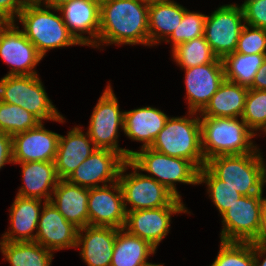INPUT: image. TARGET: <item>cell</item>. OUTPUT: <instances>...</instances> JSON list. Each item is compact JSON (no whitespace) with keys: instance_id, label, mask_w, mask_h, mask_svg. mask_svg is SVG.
I'll list each match as a JSON object with an SVG mask.
<instances>
[{"instance_id":"cell-1","label":"cell","mask_w":266,"mask_h":266,"mask_svg":"<svg viewBox=\"0 0 266 266\" xmlns=\"http://www.w3.org/2000/svg\"><path fill=\"white\" fill-rule=\"evenodd\" d=\"M149 5L139 0H101L100 27L95 49L104 45L149 46Z\"/></svg>"},{"instance_id":"cell-2","label":"cell","mask_w":266,"mask_h":266,"mask_svg":"<svg viewBox=\"0 0 266 266\" xmlns=\"http://www.w3.org/2000/svg\"><path fill=\"white\" fill-rule=\"evenodd\" d=\"M52 10V12H51ZM54 11V13H53ZM59 9L46 6L38 0H27L14 22L21 23L26 38L44 58L55 48L81 46L69 33L62 15L55 14Z\"/></svg>"},{"instance_id":"cell-3","label":"cell","mask_w":266,"mask_h":266,"mask_svg":"<svg viewBox=\"0 0 266 266\" xmlns=\"http://www.w3.org/2000/svg\"><path fill=\"white\" fill-rule=\"evenodd\" d=\"M200 125L205 162L219 155H242L258 149L252 140L257 135L241 117H200Z\"/></svg>"},{"instance_id":"cell-4","label":"cell","mask_w":266,"mask_h":266,"mask_svg":"<svg viewBox=\"0 0 266 266\" xmlns=\"http://www.w3.org/2000/svg\"><path fill=\"white\" fill-rule=\"evenodd\" d=\"M265 159L260 148L242 155H219L206 161L205 166L226 185L243 196L263 194Z\"/></svg>"},{"instance_id":"cell-5","label":"cell","mask_w":266,"mask_h":266,"mask_svg":"<svg viewBox=\"0 0 266 266\" xmlns=\"http://www.w3.org/2000/svg\"><path fill=\"white\" fill-rule=\"evenodd\" d=\"M187 115L169 116L150 148L171 157L187 159L200 170L206 164L201 148L200 117L196 112L188 111Z\"/></svg>"},{"instance_id":"cell-6","label":"cell","mask_w":266,"mask_h":266,"mask_svg":"<svg viewBox=\"0 0 266 266\" xmlns=\"http://www.w3.org/2000/svg\"><path fill=\"white\" fill-rule=\"evenodd\" d=\"M0 101L26 109L41 122H65V117L48 97L39 75H4L0 79Z\"/></svg>"},{"instance_id":"cell-7","label":"cell","mask_w":266,"mask_h":266,"mask_svg":"<svg viewBox=\"0 0 266 266\" xmlns=\"http://www.w3.org/2000/svg\"><path fill=\"white\" fill-rule=\"evenodd\" d=\"M129 161L139 171L147 173L144 175L164 185L179 199L182 198L177 191V183L199 185V169L187 159L171 157L146 147L134 151Z\"/></svg>"},{"instance_id":"cell-8","label":"cell","mask_w":266,"mask_h":266,"mask_svg":"<svg viewBox=\"0 0 266 266\" xmlns=\"http://www.w3.org/2000/svg\"><path fill=\"white\" fill-rule=\"evenodd\" d=\"M129 168L133 172L125 173ZM118 181L122 188L126 212L163 206H185L182 199L177 198L164 185L141 171L139 173L129 160L122 165Z\"/></svg>"},{"instance_id":"cell-9","label":"cell","mask_w":266,"mask_h":266,"mask_svg":"<svg viewBox=\"0 0 266 266\" xmlns=\"http://www.w3.org/2000/svg\"><path fill=\"white\" fill-rule=\"evenodd\" d=\"M119 107L118 98L108 83L93 108L86 132L96 148L115 151L125 160H129L134 151L118 145L119 132L124 128L125 112L120 111Z\"/></svg>"},{"instance_id":"cell-10","label":"cell","mask_w":266,"mask_h":266,"mask_svg":"<svg viewBox=\"0 0 266 266\" xmlns=\"http://www.w3.org/2000/svg\"><path fill=\"white\" fill-rule=\"evenodd\" d=\"M244 25L242 6L236 3L220 5L211 15H206L204 37L219 59L236 51Z\"/></svg>"},{"instance_id":"cell-11","label":"cell","mask_w":266,"mask_h":266,"mask_svg":"<svg viewBox=\"0 0 266 266\" xmlns=\"http://www.w3.org/2000/svg\"><path fill=\"white\" fill-rule=\"evenodd\" d=\"M263 194L242 196L222 214L220 240L228 242H254L258 236Z\"/></svg>"},{"instance_id":"cell-12","label":"cell","mask_w":266,"mask_h":266,"mask_svg":"<svg viewBox=\"0 0 266 266\" xmlns=\"http://www.w3.org/2000/svg\"><path fill=\"white\" fill-rule=\"evenodd\" d=\"M0 58L10 68L6 75H39L35 69L43 59L14 21L0 34Z\"/></svg>"},{"instance_id":"cell-13","label":"cell","mask_w":266,"mask_h":266,"mask_svg":"<svg viewBox=\"0 0 266 266\" xmlns=\"http://www.w3.org/2000/svg\"><path fill=\"white\" fill-rule=\"evenodd\" d=\"M125 161L115 151L96 148L66 180L88 189L112 184L118 181L120 169Z\"/></svg>"},{"instance_id":"cell-14","label":"cell","mask_w":266,"mask_h":266,"mask_svg":"<svg viewBox=\"0 0 266 266\" xmlns=\"http://www.w3.org/2000/svg\"><path fill=\"white\" fill-rule=\"evenodd\" d=\"M179 213L191 214L185 206H163L129 211L126 215L124 229L129 234L148 241L157 249L170 232L172 215Z\"/></svg>"},{"instance_id":"cell-15","label":"cell","mask_w":266,"mask_h":266,"mask_svg":"<svg viewBox=\"0 0 266 266\" xmlns=\"http://www.w3.org/2000/svg\"><path fill=\"white\" fill-rule=\"evenodd\" d=\"M89 225L123 229L126 209L119 181L89 189Z\"/></svg>"},{"instance_id":"cell-16","label":"cell","mask_w":266,"mask_h":266,"mask_svg":"<svg viewBox=\"0 0 266 266\" xmlns=\"http://www.w3.org/2000/svg\"><path fill=\"white\" fill-rule=\"evenodd\" d=\"M100 1L73 0L58 8L69 33L81 46L93 48L98 43Z\"/></svg>"},{"instance_id":"cell-17","label":"cell","mask_w":266,"mask_h":266,"mask_svg":"<svg viewBox=\"0 0 266 266\" xmlns=\"http://www.w3.org/2000/svg\"><path fill=\"white\" fill-rule=\"evenodd\" d=\"M185 71L184 84L188 111L200 113L225 80L223 62H212Z\"/></svg>"},{"instance_id":"cell-18","label":"cell","mask_w":266,"mask_h":266,"mask_svg":"<svg viewBox=\"0 0 266 266\" xmlns=\"http://www.w3.org/2000/svg\"><path fill=\"white\" fill-rule=\"evenodd\" d=\"M78 230L79 228L68 222L49 201L43 205L35 242L54 253L62 249L76 248Z\"/></svg>"},{"instance_id":"cell-19","label":"cell","mask_w":266,"mask_h":266,"mask_svg":"<svg viewBox=\"0 0 266 266\" xmlns=\"http://www.w3.org/2000/svg\"><path fill=\"white\" fill-rule=\"evenodd\" d=\"M44 123L12 136L13 162L55 161L60 134L45 129Z\"/></svg>"},{"instance_id":"cell-20","label":"cell","mask_w":266,"mask_h":266,"mask_svg":"<svg viewBox=\"0 0 266 266\" xmlns=\"http://www.w3.org/2000/svg\"><path fill=\"white\" fill-rule=\"evenodd\" d=\"M117 229L85 226L78 230L76 249L87 266H111Z\"/></svg>"},{"instance_id":"cell-21","label":"cell","mask_w":266,"mask_h":266,"mask_svg":"<svg viewBox=\"0 0 266 266\" xmlns=\"http://www.w3.org/2000/svg\"><path fill=\"white\" fill-rule=\"evenodd\" d=\"M45 203L41 199L24 198L16 195L9 209L11 226L1 235L0 241H35L38 220Z\"/></svg>"},{"instance_id":"cell-22","label":"cell","mask_w":266,"mask_h":266,"mask_svg":"<svg viewBox=\"0 0 266 266\" xmlns=\"http://www.w3.org/2000/svg\"><path fill=\"white\" fill-rule=\"evenodd\" d=\"M82 129L83 127L76 126L68 131L66 137H59L54 163L60 180H66L96 149L88 133Z\"/></svg>"},{"instance_id":"cell-23","label":"cell","mask_w":266,"mask_h":266,"mask_svg":"<svg viewBox=\"0 0 266 266\" xmlns=\"http://www.w3.org/2000/svg\"><path fill=\"white\" fill-rule=\"evenodd\" d=\"M22 168L23 185L18 189L17 196L37 198L49 202L59 178L54 162L31 161L14 162Z\"/></svg>"},{"instance_id":"cell-24","label":"cell","mask_w":266,"mask_h":266,"mask_svg":"<svg viewBox=\"0 0 266 266\" xmlns=\"http://www.w3.org/2000/svg\"><path fill=\"white\" fill-rule=\"evenodd\" d=\"M169 116L158 108L143 106L124 112L123 132L131 141L141 142L140 149L151 147Z\"/></svg>"},{"instance_id":"cell-25","label":"cell","mask_w":266,"mask_h":266,"mask_svg":"<svg viewBox=\"0 0 266 266\" xmlns=\"http://www.w3.org/2000/svg\"><path fill=\"white\" fill-rule=\"evenodd\" d=\"M88 197V188L59 180L50 202L68 222L80 229L89 225Z\"/></svg>"},{"instance_id":"cell-26","label":"cell","mask_w":266,"mask_h":266,"mask_svg":"<svg viewBox=\"0 0 266 266\" xmlns=\"http://www.w3.org/2000/svg\"><path fill=\"white\" fill-rule=\"evenodd\" d=\"M186 9L174 0H166L149 5V47L159 45L162 41L165 43L174 29L179 26Z\"/></svg>"},{"instance_id":"cell-27","label":"cell","mask_w":266,"mask_h":266,"mask_svg":"<svg viewBox=\"0 0 266 266\" xmlns=\"http://www.w3.org/2000/svg\"><path fill=\"white\" fill-rule=\"evenodd\" d=\"M248 89L225 79L199 117H242Z\"/></svg>"},{"instance_id":"cell-28","label":"cell","mask_w":266,"mask_h":266,"mask_svg":"<svg viewBox=\"0 0 266 266\" xmlns=\"http://www.w3.org/2000/svg\"><path fill=\"white\" fill-rule=\"evenodd\" d=\"M157 249L148 241L129 234L124 228L117 229L111 266H146L149 256Z\"/></svg>"},{"instance_id":"cell-29","label":"cell","mask_w":266,"mask_h":266,"mask_svg":"<svg viewBox=\"0 0 266 266\" xmlns=\"http://www.w3.org/2000/svg\"><path fill=\"white\" fill-rule=\"evenodd\" d=\"M0 252L10 266H51L54 256L35 241H0Z\"/></svg>"},{"instance_id":"cell-30","label":"cell","mask_w":266,"mask_h":266,"mask_svg":"<svg viewBox=\"0 0 266 266\" xmlns=\"http://www.w3.org/2000/svg\"><path fill=\"white\" fill-rule=\"evenodd\" d=\"M265 54H241L234 52L223 59L225 79L249 88L262 66Z\"/></svg>"},{"instance_id":"cell-31","label":"cell","mask_w":266,"mask_h":266,"mask_svg":"<svg viewBox=\"0 0 266 266\" xmlns=\"http://www.w3.org/2000/svg\"><path fill=\"white\" fill-rule=\"evenodd\" d=\"M172 58L181 69L192 68L212 62H222L205 40L204 36L184 42L175 47Z\"/></svg>"},{"instance_id":"cell-32","label":"cell","mask_w":266,"mask_h":266,"mask_svg":"<svg viewBox=\"0 0 266 266\" xmlns=\"http://www.w3.org/2000/svg\"><path fill=\"white\" fill-rule=\"evenodd\" d=\"M203 183L207 185V194H209V198L211 197V202L214 203L220 214L243 196L235 189L226 185V182L218 179L205 165L198 173V184Z\"/></svg>"},{"instance_id":"cell-33","label":"cell","mask_w":266,"mask_h":266,"mask_svg":"<svg viewBox=\"0 0 266 266\" xmlns=\"http://www.w3.org/2000/svg\"><path fill=\"white\" fill-rule=\"evenodd\" d=\"M41 121L26 109L0 101V131L13 136L38 126Z\"/></svg>"},{"instance_id":"cell-34","label":"cell","mask_w":266,"mask_h":266,"mask_svg":"<svg viewBox=\"0 0 266 266\" xmlns=\"http://www.w3.org/2000/svg\"><path fill=\"white\" fill-rule=\"evenodd\" d=\"M219 248L214 262L209 266H254L252 243L220 241Z\"/></svg>"},{"instance_id":"cell-35","label":"cell","mask_w":266,"mask_h":266,"mask_svg":"<svg viewBox=\"0 0 266 266\" xmlns=\"http://www.w3.org/2000/svg\"><path fill=\"white\" fill-rule=\"evenodd\" d=\"M248 127L258 135L266 127V90L249 88L241 117Z\"/></svg>"},{"instance_id":"cell-36","label":"cell","mask_w":266,"mask_h":266,"mask_svg":"<svg viewBox=\"0 0 266 266\" xmlns=\"http://www.w3.org/2000/svg\"><path fill=\"white\" fill-rule=\"evenodd\" d=\"M206 15L202 12L185 10L182 21L179 26L174 29L171 36L165 41L173 50L179 44L188 42L192 39L204 36V23Z\"/></svg>"},{"instance_id":"cell-37","label":"cell","mask_w":266,"mask_h":266,"mask_svg":"<svg viewBox=\"0 0 266 266\" xmlns=\"http://www.w3.org/2000/svg\"><path fill=\"white\" fill-rule=\"evenodd\" d=\"M235 52L266 55V29L245 24L240 33Z\"/></svg>"},{"instance_id":"cell-38","label":"cell","mask_w":266,"mask_h":266,"mask_svg":"<svg viewBox=\"0 0 266 266\" xmlns=\"http://www.w3.org/2000/svg\"><path fill=\"white\" fill-rule=\"evenodd\" d=\"M241 6L245 24L266 29V0H245Z\"/></svg>"},{"instance_id":"cell-39","label":"cell","mask_w":266,"mask_h":266,"mask_svg":"<svg viewBox=\"0 0 266 266\" xmlns=\"http://www.w3.org/2000/svg\"><path fill=\"white\" fill-rule=\"evenodd\" d=\"M13 162L12 136L0 131V170Z\"/></svg>"},{"instance_id":"cell-40","label":"cell","mask_w":266,"mask_h":266,"mask_svg":"<svg viewBox=\"0 0 266 266\" xmlns=\"http://www.w3.org/2000/svg\"><path fill=\"white\" fill-rule=\"evenodd\" d=\"M27 0H0V13L10 21L16 20Z\"/></svg>"},{"instance_id":"cell-41","label":"cell","mask_w":266,"mask_h":266,"mask_svg":"<svg viewBox=\"0 0 266 266\" xmlns=\"http://www.w3.org/2000/svg\"><path fill=\"white\" fill-rule=\"evenodd\" d=\"M249 88L266 90V57L264 58L262 66L257 71L252 85Z\"/></svg>"},{"instance_id":"cell-42","label":"cell","mask_w":266,"mask_h":266,"mask_svg":"<svg viewBox=\"0 0 266 266\" xmlns=\"http://www.w3.org/2000/svg\"><path fill=\"white\" fill-rule=\"evenodd\" d=\"M252 245L254 253V266H266V243L252 242ZM261 258L263 259L262 262L260 260Z\"/></svg>"},{"instance_id":"cell-43","label":"cell","mask_w":266,"mask_h":266,"mask_svg":"<svg viewBox=\"0 0 266 266\" xmlns=\"http://www.w3.org/2000/svg\"><path fill=\"white\" fill-rule=\"evenodd\" d=\"M254 242L266 243V198L264 199L258 236Z\"/></svg>"},{"instance_id":"cell-44","label":"cell","mask_w":266,"mask_h":266,"mask_svg":"<svg viewBox=\"0 0 266 266\" xmlns=\"http://www.w3.org/2000/svg\"><path fill=\"white\" fill-rule=\"evenodd\" d=\"M38 1L46 6L58 9L63 4L71 2L73 0H38Z\"/></svg>"},{"instance_id":"cell-45","label":"cell","mask_w":266,"mask_h":266,"mask_svg":"<svg viewBox=\"0 0 266 266\" xmlns=\"http://www.w3.org/2000/svg\"><path fill=\"white\" fill-rule=\"evenodd\" d=\"M10 22L11 21L7 19L3 14H0V34Z\"/></svg>"},{"instance_id":"cell-46","label":"cell","mask_w":266,"mask_h":266,"mask_svg":"<svg viewBox=\"0 0 266 266\" xmlns=\"http://www.w3.org/2000/svg\"><path fill=\"white\" fill-rule=\"evenodd\" d=\"M139 1L147 5H150V4L159 3L162 1H166V0H139Z\"/></svg>"},{"instance_id":"cell-47","label":"cell","mask_w":266,"mask_h":266,"mask_svg":"<svg viewBox=\"0 0 266 266\" xmlns=\"http://www.w3.org/2000/svg\"><path fill=\"white\" fill-rule=\"evenodd\" d=\"M146 266H164V264H153L152 262L150 263V264H148V265H146Z\"/></svg>"},{"instance_id":"cell-48","label":"cell","mask_w":266,"mask_h":266,"mask_svg":"<svg viewBox=\"0 0 266 266\" xmlns=\"http://www.w3.org/2000/svg\"><path fill=\"white\" fill-rule=\"evenodd\" d=\"M265 184H266V163H265Z\"/></svg>"},{"instance_id":"cell-49","label":"cell","mask_w":266,"mask_h":266,"mask_svg":"<svg viewBox=\"0 0 266 266\" xmlns=\"http://www.w3.org/2000/svg\"><path fill=\"white\" fill-rule=\"evenodd\" d=\"M262 132L264 135H266V127L264 128V130Z\"/></svg>"}]
</instances>
